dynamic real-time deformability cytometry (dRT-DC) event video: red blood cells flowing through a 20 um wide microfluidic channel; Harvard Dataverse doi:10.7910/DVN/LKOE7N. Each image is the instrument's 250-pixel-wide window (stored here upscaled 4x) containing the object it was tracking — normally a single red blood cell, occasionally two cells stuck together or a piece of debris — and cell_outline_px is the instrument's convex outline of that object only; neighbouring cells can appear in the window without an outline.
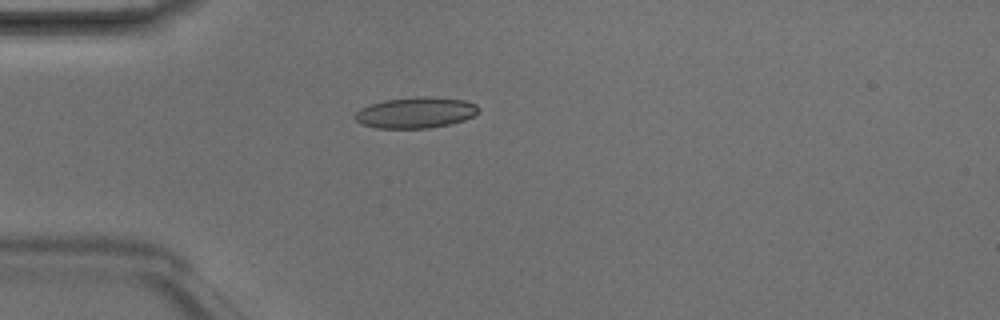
{"species": "Egyptian fruit bat (a non-hibernating species)", "species_latin": "Rousettus aegyptiacus", "temperature_condition": "room temperature", "stored_images_in_passage": 5, "camera_frame_rate_fps": 3000, "um_per_image_px": 0.085, "animal": {"sex": "male"}, "frame": {"image": 1, "passage_image": 5, "time_ms": 1.333, "image_size_px": [1000, 320], "cell_outline_px": [[480, 112], [464, 120], [452, 124], [428, 128], [376, 128], [360, 124], [352, 116], [360, 108], [384, 100], [420, 96], [424, 96], [464, 100], [476, 104], [480, 108]], "centroid_in_image_um": [35.33, 9.58], "position_along_channel_um": 49.7, "area_um2": 22.43}}